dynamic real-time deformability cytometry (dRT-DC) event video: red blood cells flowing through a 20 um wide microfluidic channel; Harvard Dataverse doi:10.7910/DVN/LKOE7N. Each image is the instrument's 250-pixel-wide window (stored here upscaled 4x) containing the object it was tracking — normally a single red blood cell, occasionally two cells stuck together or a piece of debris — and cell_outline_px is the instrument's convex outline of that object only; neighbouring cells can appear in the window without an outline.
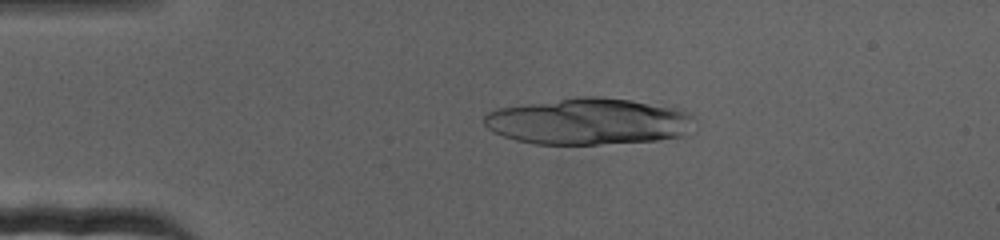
{"species": "human", "species_latin": "Homo sapiens", "temperature_condition": "cold", "stored_images_in_passage": 26, "camera_frame_rate_fps": 3000, "um_per_image_px": 0.085, "donor": {"sex": "female"}, "frame": {"image": 1, "passage_image": 15, "time_ms": 4.667, "image_size_px": [1000, 240], "cell_outline_px": [[696, 132], [684, 136], [656, 140], [596, 144], [532, 144], [516, 140], [504, 136], [488, 128], [484, 124], [484, 116], [488, 112], [496, 108], [580, 96], [600, 96], [632, 100], [684, 108], [696, 120]], "centroid_in_image_um": [50.15, 10.31], "position_along_channel_um": 34.8, "area_um2": 57.92}}